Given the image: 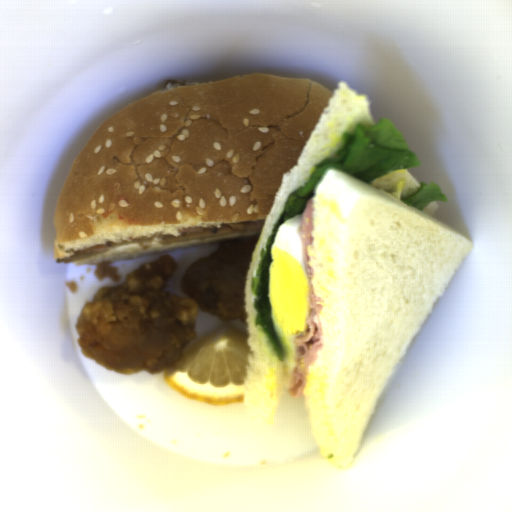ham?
Segmentation results:
<instances>
[{
    "label": "ham",
    "mask_w": 512,
    "mask_h": 512,
    "mask_svg": "<svg viewBox=\"0 0 512 512\" xmlns=\"http://www.w3.org/2000/svg\"><path fill=\"white\" fill-rule=\"evenodd\" d=\"M313 231L314 201L313 198H309L301 217L302 258L307 276V321L304 333L296 340L295 367L287 387L291 399L298 396L305 386L309 370L323 342L320 315L324 300L315 291L314 269L311 266L308 253Z\"/></svg>",
    "instance_id": "37f43c06"
}]
</instances>
